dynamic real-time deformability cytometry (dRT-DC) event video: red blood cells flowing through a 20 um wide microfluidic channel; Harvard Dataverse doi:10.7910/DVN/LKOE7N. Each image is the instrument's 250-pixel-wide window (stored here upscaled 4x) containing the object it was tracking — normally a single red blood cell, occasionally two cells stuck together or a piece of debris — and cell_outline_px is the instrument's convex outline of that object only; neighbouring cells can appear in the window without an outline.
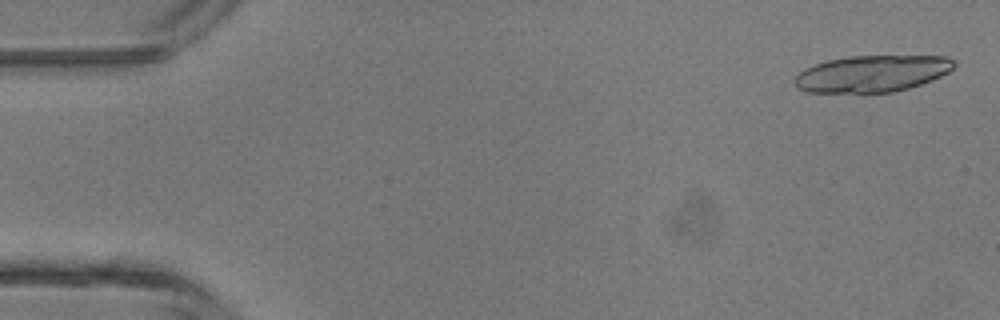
{"species": "common noctule bat (a hibernating species)", "species_latin": "Nyctalus noctula", "temperature_condition": "room temperature", "stored_images_in_passage": 6, "camera_frame_rate_fps": 3000, "um_per_image_px": 0.085, "animal": {"sex": "male", "body_mass_g": 13.3}, "frame": {"image": 1, "passage_image": 1, "time_ms": 0.0, "image_size_px": [1000, 320], "cell_outline_px": [[956, 64], [948, 72], [932, 80], [908, 88], [892, 92], [808, 92], [796, 88], [796, 76], [804, 68], [828, 60], [848, 56], [948, 56], [956, 60]], "centroid_in_image_um": [74.15, 6.25], "position_along_channel_um": 10.8, "area_um2": 33.87}}
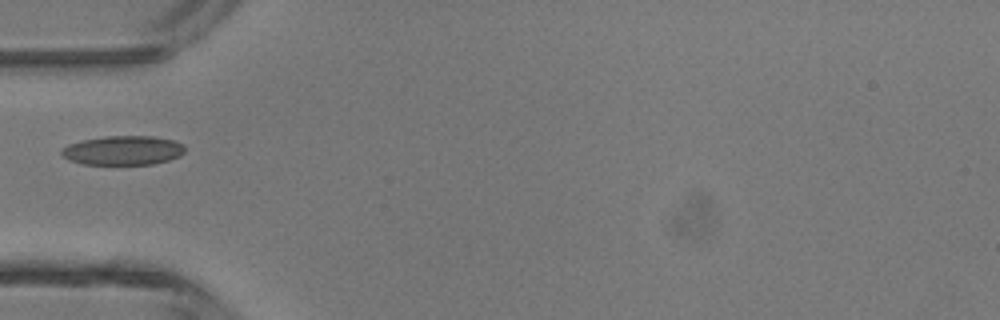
{"frame": {"image": 2, "passage_image": 5, "time_ms": 1.333, "image_size_px": [1000, 320], "cell_outline_px": [[184, 152], [180, 156], [168, 160], [152, 164], [84, 164], [72, 160], [64, 156], [60, 152], [68, 144], [84, 140], [104, 136], [152, 136], [176, 140], [184, 144]], "centroid_in_image_um": [10.52, 12.77], "position_along_channel_um": 74.5, "area_um2": 20.87}}
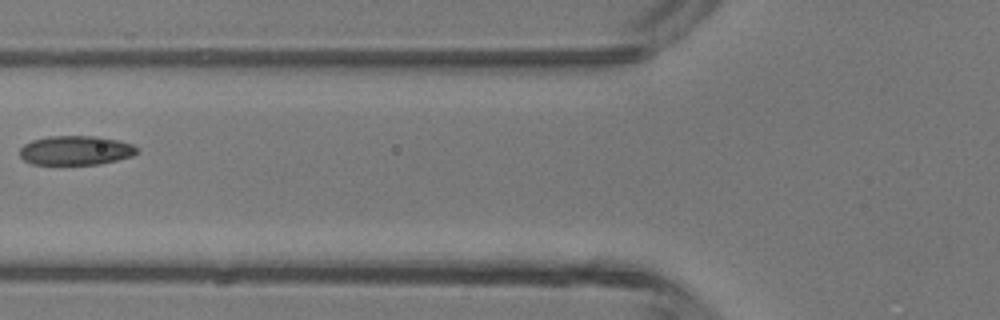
{"frame": {"image": 3, "passage_image": 6, "time_ms": 1.667, "image_size_px": [1000, 320], "cell_outline_px": [[136, 152], [132, 156], [100, 164], [32, 164], [24, 160], [20, 156], [20, 148], [24, 144], [32, 140], [48, 136], [100, 136], [120, 140], [132, 144], [136, 148]], "centroid_in_image_um": [6.42, 12.77], "position_along_channel_um": 119.4, "area_um2": 20.0}}